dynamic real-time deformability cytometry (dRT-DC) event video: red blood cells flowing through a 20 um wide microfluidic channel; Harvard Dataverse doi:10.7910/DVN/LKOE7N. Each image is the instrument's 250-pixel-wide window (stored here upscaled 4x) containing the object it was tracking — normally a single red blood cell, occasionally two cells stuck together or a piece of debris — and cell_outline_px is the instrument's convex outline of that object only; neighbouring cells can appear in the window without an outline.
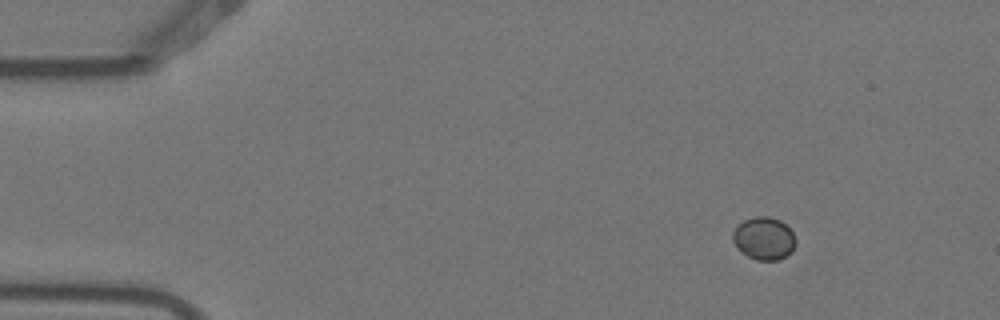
{"species": "Egyptian fruit bat (a non-hibernating species)", "species_latin": "Rousettus aegyptiacus", "temperature_condition": "warm", "stored_images_in_passage": 5, "camera_frame_rate_fps": 3000, "um_per_image_px": 0.085, "animal": {"sex": "female"}, "frame": {"image": 1, "passage_image": 1, "time_ms": 0.0, "image_size_px": [1000, 320], "cell_outline_px": [[796, 244], [792, 252], [776, 260], [756, 260], [740, 252], [736, 248], [732, 240], [732, 232], [744, 220], [756, 216], [768, 216], [780, 220], [792, 232], [796, 240]], "centroid_in_image_um": [64.92, 20.27], "position_along_channel_um": 20.1, "area_um2": 15.66}}
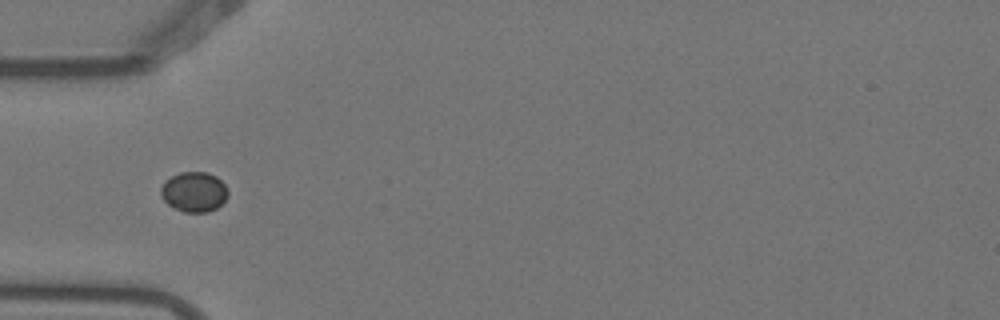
{"frame": {"image": 2, "passage_image": 4, "time_ms": 1.0, "image_size_px": [1000, 320], "cell_outline_px": [[228, 196], [216, 208], [208, 212], [184, 212], [172, 208], [160, 196], [160, 188], [172, 176], [180, 172], [208, 172], [216, 176], [224, 184], [228, 192]], "centroid_in_image_um": [16.48, 16.32], "position_along_channel_um": 68.5, "area_um2": 15.61}}
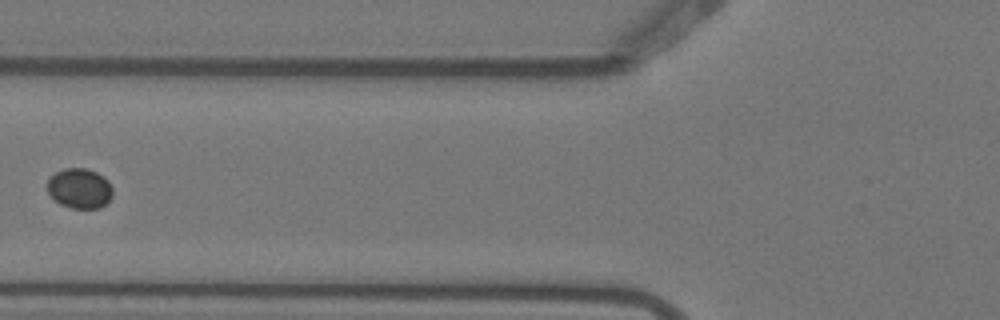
{"frame": {"image": 3, "passage_image": 5, "time_ms": 1.333, "image_size_px": [1000, 320], "cell_outline_px": [[112, 196], [100, 208], [72, 208], [60, 204], [48, 192], [48, 180], [56, 172], [64, 168], [84, 168], [96, 172], [108, 180], [112, 188]], "centroid_in_image_um": [6.77, 16.01], "position_along_channel_um": 119.0, "area_um2": 15.03}}